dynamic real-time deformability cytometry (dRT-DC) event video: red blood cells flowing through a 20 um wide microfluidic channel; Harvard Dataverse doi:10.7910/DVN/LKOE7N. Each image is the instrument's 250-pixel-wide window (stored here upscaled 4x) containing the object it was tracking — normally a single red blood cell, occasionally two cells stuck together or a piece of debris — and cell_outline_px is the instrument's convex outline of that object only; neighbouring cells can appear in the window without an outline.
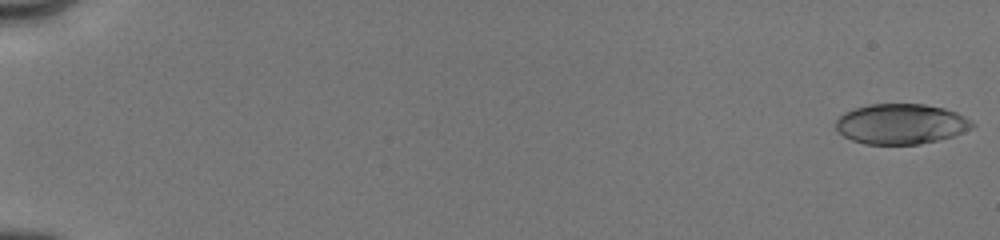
{"species": "human", "species_latin": "Homo sapiens", "temperature_condition": "cold", "stored_images_in_passage": 56, "camera_frame_rate_fps": 3000, "um_per_image_px": 0.085, "donor": {"sex": "male"}, "frame": {"image": 1, "passage_image": 1, "time_ms": 0.0, "image_size_px": [1000, 240], "cell_outline_px": [[976, 124], [972, 128], [952, 136], [940, 140], [920, 144], [864, 144], [852, 140], [844, 136], [836, 128], [836, 120], [844, 112], [868, 104], [924, 104], [944, 108], [956, 112], [972, 120]], "centroid_in_image_um": [76.6, 10.54], "position_along_channel_um": 8.4, "area_um2": 32.08}}
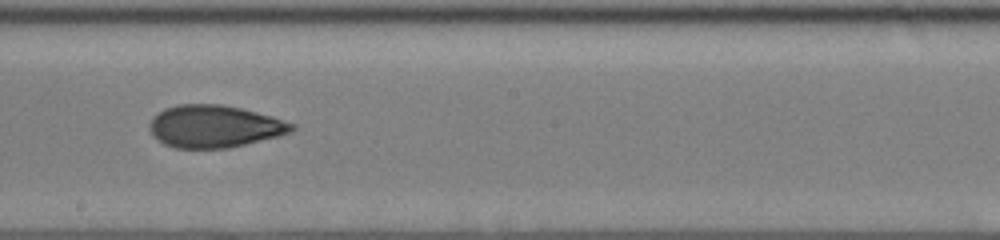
{"frame": {"image": 2, "passage_image": 31, "time_ms": 10.333, "image_size_px": [1000, 240], "cell_outline_px": [[296, 128], [292, 132], [280, 136], [228, 148], [176, 148], [164, 144], [152, 136], [148, 128], [148, 124], [152, 116], [164, 108], [180, 104], [220, 104], [240, 108], [272, 116], [296, 124]], "centroid_in_image_um": [18.21, 10.74], "position_along_channel_um": 230.0, "area_um2": 35.43}}
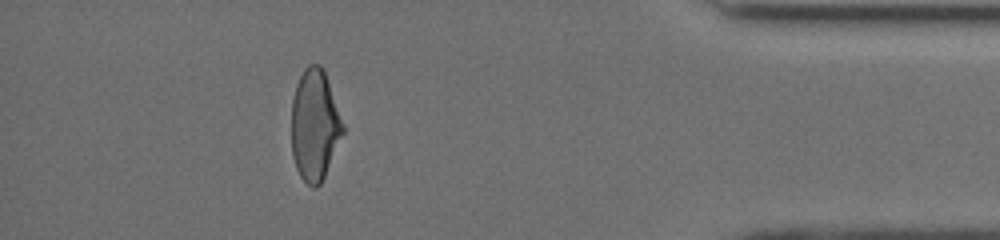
{"frame": {"image": 3, "passage_image": 48, "time_ms": 15.667, "image_size_px": [1000, 240], "cell_outline_px": [[344, 132], [324, 176], [320, 184], [316, 188], [312, 188], [300, 176], [296, 168], [292, 156], [292, 100], [296, 84], [304, 68], [308, 64], [320, 64], [324, 68], [344, 124]], "centroid_in_image_um": [26.75, 10.61], "position_along_channel_um": 408.4, "area_um2": 33.41}, "authors_computed_cell_mechanics": {"area_um2": 34.4199, "velocity_mm_per_s": 4.045, "shape_relaxation_time_tau1_ms": 6.4822, "shape_relaxation_time_tau2_ms": 2.4636, "deformation_change_tau1": 0.193, "deformation_change_tau2": 0.0916}}